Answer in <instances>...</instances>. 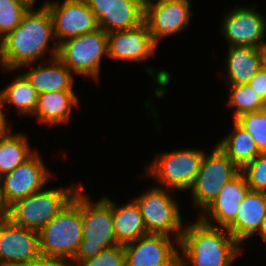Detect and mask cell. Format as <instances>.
<instances>
[{
  "instance_id": "1",
  "label": "cell",
  "mask_w": 266,
  "mask_h": 266,
  "mask_svg": "<svg viewBox=\"0 0 266 266\" xmlns=\"http://www.w3.org/2000/svg\"><path fill=\"white\" fill-rule=\"evenodd\" d=\"M53 22L47 7L34 8L24 14L19 26L0 40V65L15 70L32 65L46 51L49 41L55 40Z\"/></svg>"
},
{
  "instance_id": "2",
  "label": "cell",
  "mask_w": 266,
  "mask_h": 266,
  "mask_svg": "<svg viewBox=\"0 0 266 266\" xmlns=\"http://www.w3.org/2000/svg\"><path fill=\"white\" fill-rule=\"evenodd\" d=\"M239 245L226 228L221 229L209 220L199 218L193 225L184 227L178 245L184 254L179 257V266H186L185 262L192 266H229L241 253Z\"/></svg>"
},
{
  "instance_id": "3",
  "label": "cell",
  "mask_w": 266,
  "mask_h": 266,
  "mask_svg": "<svg viewBox=\"0 0 266 266\" xmlns=\"http://www.w3.org/2000/svg\"><path fill=\"white\" fill-rule=\"evenodd\" d=\"M49 223L39 231V249L42 257L70 261L83 240L81 217V190Z\"/></svg>"
},
{
  "instance_id": "4",
  "label": "cell",
  "mask_w": 266,
  "mask_h": 266,
  "mask_svg": "<svg viewBox=\"0 0 266 266\" xmlns=\"http://www.w3.org/2000/svg\"><path fill=\"white\" fill-rule=\"evenodd\" d=\"M86 196L81 191L83 240L72 259L76 264L94 257L103 249L118 245L114 233L112 201L104 197L92 205Z\"/></svg>"
},
{
  "instance_id": "5",
  "label": "cell",
  "mask_w": 266,
  "mask_h": 266,
  "mask_svg": "<svg viewBox=\"0 0 266 266\" xmlns=\"http://www.w3.org/2000/svg\"><path fill=\"white\" fill-rule=\"evenodd\" d=\"M78 188L40 190L9 206L8 219L15 225L39 231L74 198Z\"/></svg>"
},
{
  "instance_id": "6",
  "label": "cell",
  "mask_w": 266,
  "mask_h": 266,
  "mask_svg": "<svg viewBox=\"0 0 266 266\" xmlns=\"http://www.w3.org/2000/svg\"><path fill=\"white\" fill-rule=\"evenodd\" d=\"M108 56L107 33L101 28L58 43L57 57L72 72L98 80L101 58Z\"/></svg>"
},
{
  "instance_id": "7",
  "label": "cell",
  "mask_w": 266,
  "mask_h": 266,
  "mask_svg": "<svg viewBox=\"0 0 266 266\" xmlns=\"http://www.w3.org/2000/svg\"><path fill=\"white\" fill-rule=\"evenodd\" d=\"M241 169L216 145L211 154H204L200 170L192 184L195 206L205 210L218 196L224 185Z\"/></svg>"
},
{
  "instance_id": "8",
  "label": "cell",
  "mask_w": 266,
  "mask_h": 266,
  "mask_svg": "<svg viewBox=\"0 0 266 266\" xmlns=\"http://www.w3.org/2000/svg\"><path fill=\"white\" fill-rule=\"evenodd\" d=\"M166 190L163 187L152 188L135 201L140 207L147 233L170 236L169 233L175 232V241L179 245L184 230L181 215L176 201Z\"/></svg>"
},
{
  "instance_id": "9",
  "label": "cell",
  "mask_w": 266,
  "mask_h": 266,
  "mask_svg": "<svg viewBox=\"0 0 266 266\" xmlns=\"http://www.w3.org/2000/svg\"><path fill=\"white\" fill-rule=\"evenodd\" d=\"M204 153L189 148L157 155L148 174L155 176L161 185H165L164 188L187 190L191 188L200 170Z\"/></svg>"
},
{
  "instance_id": "10",
  "label": "cell",
  "mask_w": 266,
  "mask_h": 266,
  "mask_svg": "<svg viewBox=\"0 0 266 266\" xmlns=\"http://www.w3.org/2000/svg\"><path fill=\"white\" fill-rule=\"evenodd\" d=\"M42 7L48 8L55 40L61 39L60 43L99 28L92 9L84 0H64L61 4L49 2Z\"/></svg>"
},
{
  "instance_id": "11",
  "label": "cell",
  "mask_w": 266,
  "mask_h": 266,
  "mask_svg": "<svg viewBox=\"0 0 266 266\" xmlns=\"http://www.w3.org/2000/svg\"><path fill=\"white\" fill-rule=\"evenodd\" d=\"M41 257L38 231L0 221V266L29 263Z\"/></svg>"
},
{
  "instance_id": "12",
  "label": "cell",
  "mask_w": 266,
  "mask_h": 266,
  "mask_svg": "<svg viewBox=\"0 0 266 266\" xmlns=\"http://www.w3.org/2000/svg\"><path fill=\"white\" fill-rule=\"evenodd\" d=\"M169 237L147 234L123 245L125 266H179V253Z\"/></svg>"
},
{
  "instance_id": "13",
  "label": "cell",
  "mask_w": 266,
  "mask_h": 266,
  "mask_svg": "<svg viewBox=\"0 0 266 266\" xmlns=\"http://www.w3.org/2000/svg\"><path fill=\"white\" fill-rule=\"evenodd\" d=\"M189 6V0H163L144 7V22L156 45L161 38L185 29L192 16Z\"/></svg>"
},
{
  "instance_id": "14",
  "label": "cell",
  "mask_w": 266,
  "mask_h": 266,
  "mask_svg": "<svg viewBox=\"0 0 266 266\" xmlns=\"http://www.w3.org/2000/svg\"><path fill=\"white\" fill-rule=\"evenodd\" d=\"M39 154H34L23 164L0 177L3 196L10 206L15 201L26 198L44 187L50 177Z\"/></svg>"
},
{
  "instance_id": "15",
  "label": "cell",
  "mask_w": 266,
  "mask_h": 266,
  "mask_svg": "<svg viewBox=\"0 0 266 266\" xmlns=\"http://www.w3.org/2000/svg\"><path fill=\"white\" fill-rule=\"evenodd\" d=\"M222 26L229 46L263 48L266 44V19L255 9L235 7L224 17Z\"/></svg>"
},
{
  "instance_id": "16",
  "label": "cell",
  "mask_w": 266,
  "mask_h": 266,
  "mask_svg": "<svg viewBox=\"0 0 266 266\" xmlns=\"http://www.w3.org/2000/svg\"><path fill=\"white\" fill-rule=\"evenodd\" d=\"M108 57L115 60L140 61L155 54L156 44L145 22L123 31L107 33Z\"/></svg>"
},
{
  "instance_id": "17",
  "label": "cell",
  "mask_w": 266,
  "mask_h": 266,
  "mask_svg": "<svg viewBox=\"0 0 266 266\" xmlns=\"http://www.w3.org/2000/svg\"><path fill=\"white\" fill-rule=\"evenodd\" d=\"M248 190L247 181L240 171L224 185L218 196L204 210L206 214H202L200 219H214L218 222V227L227 228L235 220L240 203Z\"/></svg>"
},
{
  "instance_id": "18",
  "label": "cell",
  "mask_w": 266,
  "mask_h": 266,
  "mask_svg": "<svg viewBox=\"0 0 266 266\" xmlns=\"http://www.w3.org/2000/svg\"><path fill=\"white\" fill-rule=\"evenodd\" d=\"M266 215V193L248 190L235 220L226 228L239 242L257 233Z\"/></svg>"
},
{
  "instance_id": "19",
  "label": "cell",
  "mask_w": 266,
  "mask_h": 266,
  "mask_svg": "<svg viewBox=\"0 0 266 266\" xmlns=\"http://www.w3.org/2000/svg\"><path fill=\"white\" fill-rule=\"evenodd\" d=\"M58 45L52 48V59L49 66L38 65L22 73L40 94L43 92L73 91L72 72L57 57Z\"/></svg>"
},
{
  "instance_id": "20",
  "label": "cell",
  "mask_w": 266,
  "mask_h": 266,
  "mask_svg": "<svg viewBox=\"0 0 266 266\" xmlns=\"http://www.w3.org/2000/svg\"><path fill=\"white\" fill-rule=\"evenodd\" d=\"M227 57V80L230 86L248 84L263 68L262 48L229 46Z\"/></svg>"
},
{
  "instance_id": "21",
  "label": "cell",
  "mask_w": 266,
  "mask_h": 266,
  "mask_svg": "<svg viewBox=\"0 0 266 266\" xmlns=\"http://www.w3.org/2000/svg\"><path fill=\"white\" fill-rule=\"evenodd\" d=\"M144 22V7L139 0H112L97 21L106 33L135 28Z\"/></svg>"
},
{
  "instance_id": "22",
  "label": "cell",
  "mask_w": 266,
  "mask_h": 266,
  "mask_svg": "<svg viewBox=\"0 0 266 266\" xmlns=\"http://www.w3.org/2000/svg\"><path fill=\"white\" fill-rule=\"evenodd\" d=\"M74 105H78V99L73 91L43 92L33 115H37L40 123L56 125L68 122Z\"/></svg>"
},
{
  "instance_id": "23",
  "label": "cell",
  "mask_w": 266,
  "mask_h": 266,
  "mask_svg": "<svg viewBox=\"0 0 266 266\" xmlns=\"http://www.w3.org/2000/svg\"><path fill=\"white\" fill-rule=\"evenodd\" d=\"M112 217L117 243L125 245L147 235L142 213L136 201L116 206L112 202Z\"/></svg>"
},
{
  "instance_id": "24",
  "label": "cell",
  "mask_w": 266,
  "mask_h": 266,
  "mask_svg": "<svg viewBox=\"0 0 266 266\" xmlns=\"http://www.w3.org/2000/svg\"><path fill=\"white\" fill-rule=\"evenodd\" d=\"M233 132L217 146L240 169L260 153L253 137L234 120Z\"/></svg>"
},
{
  "instance_id": "25",
  "label": "cell",
  "mask_w": 266,
  "mask_h": 266,
  "mask_svg": "<svg viewBox=\"0 0 266 266\" xmlns=\"http://www.w3.org/2000/svg\"><path fill=\"white\" fill-rule=\"evenodd\" d=\"M33 154L23 134L11 135L10 132L0 136V177L23 164Z\"/></svg>"
},
{
  "instance_id": "26",
  "label": "cell",
  "mask_w": 266,
  "mask_h": 266,
  "mask_svg": "<svg viewBox=\"0 0 266 266\" xmlns=\"http://www.w3.org/2000/svg\"><path fill=\"white\" fill-rule=\"evenodd\" d=\"M3 103L14 105L22 114H34L39 93L26 79L20 74L14 81L0 92Z\"/></svg>"
},
{
  "instance_id": "27",
  "label": "cell",
  "mask_w": 266,
  "mask_h": 266,
  "mask_svg": "<svg viewBox=\"0 0 266 266\" xmlns=\"http://www.w3.org/2000/svg\"><path fill=\"white\" fill-rule=\"evenodd\" d=\"M231 96L228 105L236 107V119L247 112H257L266 109V102L248 84L231 86Z\"/></svg>"
},
{
  "instance_id": "28",
  "label": "cell",
  "mask_w": 266,
  "mask_h": 266,
  "mask_svg": "<svg viewBox=\"0 0 266 266\" xmlns=\"http://www.w3.org/2000/svg\"><path fill=\"white\" fill-rule=\"evenodd\" d=\"M234 120L253 137L259 153H266V109L241 114Z\"/></svg>"
},
{
  "instance_id": "29",
  "label": "cell",
  "mask_w": 266,
  "mask_h": 266,
  "mask_svg": "<svg viewBox=\"0 0 266 266\" xmlns=\"http://www.w3.org/2000/svg\"><path fill=\"white\" fill-rule=\"evenodd\" d=\"M28 10L20 0H0V40L19 26Z\"/></svg>"
},
{
  "instance_id": "30",
  "label": "cell",
  "mask_w": 266,
  "mask_h": 266,
  "mask_svg": "<svg viewBox=\"0 0 266 266\" xmlns=\"http://www.w3.org/2000/svg\"><path fill=\"white\" fill-rule=\"evenodd\" d=\"M249 190L266 193V153L259 154L242 169Z\"/></svg>"
},
{
  "instance_id": "31",
  "label": "cell",
  "mask_w": 266,
  "mask_h": 266,
  "mask_svg": "<svg viewBox=\"0 0 266 266\" xmlns=\"http://www.w3.org/2000/svg\"><path fill=\"white\" fill-rule=\"evenodd\" d=\"M77 266H125L123 245L103 249L94 257L79 261Z\"/></svg>"
},
{
  "instance_id": "32",
  "label": "cell",
  "mask_w": 266,
  "mask_h": 266,
  "mask_svg": "<svg viewBox=\"0 0 266 266\" xmlns=\"http://www.w3.org/2000/svg\"><path fill=\"white\" fill-rule=\"evenodd\" d=\"M248 85L266 102V70L261 68L248 82Z\"/></svg>"
},
{
  "instance_id": "33",
  "label": "cell",
  "mask_w": 266,
  "mask_h": 266,
  "mask_svg": "<svg viewBox=\"0 0 266 266\" xmlns=\"http://www.w3.org/2000/svg\"><path fill=\"white\" fill-rule=\"evenodd\" d=\"M14 266H73L68 261L57 258L40 257L29 263L17 264Z\"/></svg>"
},
{
  "instance_id": "34",
  "label": "cell",
  "mask_w": 266,
  "mask_h": 266,
  "mask_svg": "<svg viewBox=\"0 0 266 266\" xmlns=\"http://www.w3.org/2000/svg\"><path fill=\"white\" fill-rule=\"evenodd\" d=\"M92 9L96 20L98 21L104 14L112 0H84Z\"/></svg>"
},
{
  "instance_id": "35",
  "label": "cell",
  "mask_w": 266,
  "mask_h": 266,
  "mask_svg": "<svg viewBox=\"0 0 266 266\" xmlns=\"http://www.w3.org/2000/svg\"><path fill=\"white\" fill-rule=\"evenodd\" d=\"M8 217H9V205L6 203L4 199L2 184L0 181V221L7 220Z\"/></svg>"
},
{
  "instance_id": "36",
  "label": "cell",
  "mask_w": 266,
  "mask_h": 266,
  "mask_svg": "<svg viewBox=\"0 0 266 266\" xmlns=\"http://www.w3.org/2000/svg\"><path fill=\"white\" fill-rule=\"evenodd\" d=\"M3 100H2V96L0 94V136H4L8 133L11 132V130L9 128H7L8 124L7 122L5 121V114L3 113L2 111V106H3Z\"/></svg>"
},
{
  "instance_id": "37",
  "label": "cell",
  "mask_w": 266,
  "mask_h": 266,
  "mask_svg": "<svg viewBox=\"0 0 266 266\" xmlns=\"http://www.w3.org/2000/svg\"><path fill=\"white\" fill-rule=\"evenodd\" d=\"M257 233H259L262 239L266 241V215L264 219L262 220L261 226L259 230L257 231Z\"/></svg>"
},
{
  "instance_id": "38",
  "label": "cell",
  "mask_w": 266,
  "mask_h": 266,
  "mask_svg": "<svg viewBox=\"0 0 266 266\" xmlns=\"http://www.w3.org/2000/svg\"><path fill=\"white\" fill-rule=\"evenodd\" d=\"M263 68L266 70V44L262 48Z\"/></svg>"
},
{
  "instance_id": "39",
  "label": "cell",
  "mask_w": 266,
  "mask_h": 266,
  "mask_svg": "<svg viewBox=\"0 0 266 266\" xmlns=\"http://www.w3.org/2000/svg\"><path fill=\"white\" fill-rule=\"evenodd\" d=\"M23 3H25L29 8H33V5L35 3V0H20Z\"/></svg>"
},
{
  "instance_id": "40",
  "label": "cell",
  "mask_w": 266,
  "mask_h": 266,
  "mask_svg": "<svg viewBox=\"0 0 266 266\" xmlns=\"http://www.w3.org/2000/svg\"><path fill=\"white\" fill-rule=\"evenodd\" d=\"M139 1L141 2L143 7H146L147 5L152 3L151 2L152 0H139ZM158 1H163V0H156V2H158Z\"/></svg>"
}]
</instances>
